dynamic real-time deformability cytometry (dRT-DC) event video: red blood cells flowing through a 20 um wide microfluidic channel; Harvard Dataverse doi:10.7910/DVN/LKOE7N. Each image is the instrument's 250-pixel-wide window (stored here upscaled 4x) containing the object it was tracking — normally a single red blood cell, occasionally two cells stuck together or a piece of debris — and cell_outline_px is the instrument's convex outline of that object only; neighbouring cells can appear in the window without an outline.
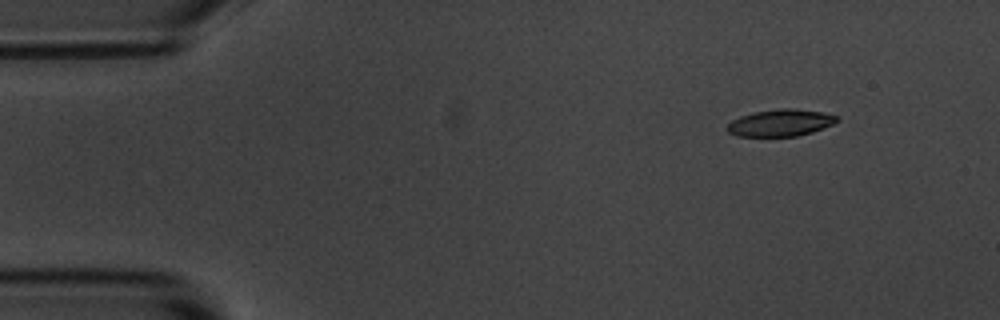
{"species": "common noctule bat (a hibernating species)", "species_latin": "Nyctalus noctula", "temperature_condition": "room temperature", "stored_images_in_passage": 4, "camera_frame_rate_fps": 3000, "um_per_image_px": 0.085, "animal": {"sex": "male", "body_mass_g": 20.1, "forearm_length_mm": 53.5}, "frame": {"image": 1, "passage_image": 1, "time_ms": 0.0, "image_size_px": [1000, 320], "cell_outline_px": [[840, 120], [832, 124], [812, 132], [796, 136], [736, 136], [728, 132], [724, 128], [732, 120], [740, 116], [756, 112], [780, 108], [796, 108], [824, 112], [836, 116]], "centroid_in_image_um": [66.33, 10.43], "position_along_channel_um": 18.7, "area_um2": 17.22}}
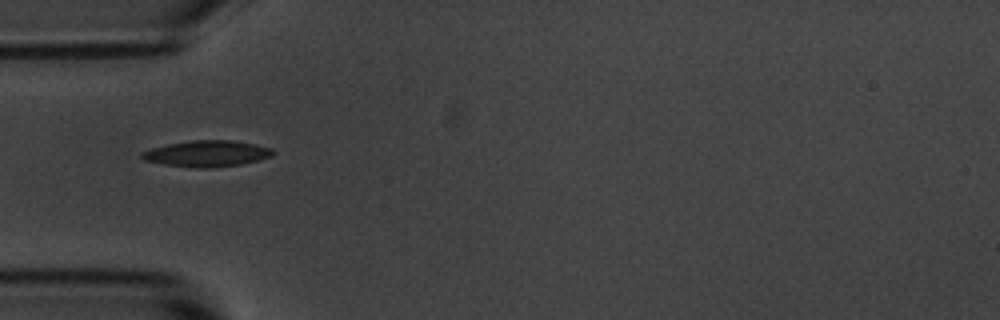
{"frame": {"image": 2, "passage_image": 4, "time_ms": 3.667, "image_size_px": [1000, 320], "cell_outline_px": [[276, 152], [272, 156], [240, 164], [212, 168], [200, 168], [164, 164], [144, 160], [140, 156], [140, 152], [152, 148], [168, 144], [192, 140], [232, 140], [256, 144], [272, 148]], "centroid_in_image_um": [17.6, 13.05], "position_along_channel_um": 67.4, "area_um2": 19.94}}